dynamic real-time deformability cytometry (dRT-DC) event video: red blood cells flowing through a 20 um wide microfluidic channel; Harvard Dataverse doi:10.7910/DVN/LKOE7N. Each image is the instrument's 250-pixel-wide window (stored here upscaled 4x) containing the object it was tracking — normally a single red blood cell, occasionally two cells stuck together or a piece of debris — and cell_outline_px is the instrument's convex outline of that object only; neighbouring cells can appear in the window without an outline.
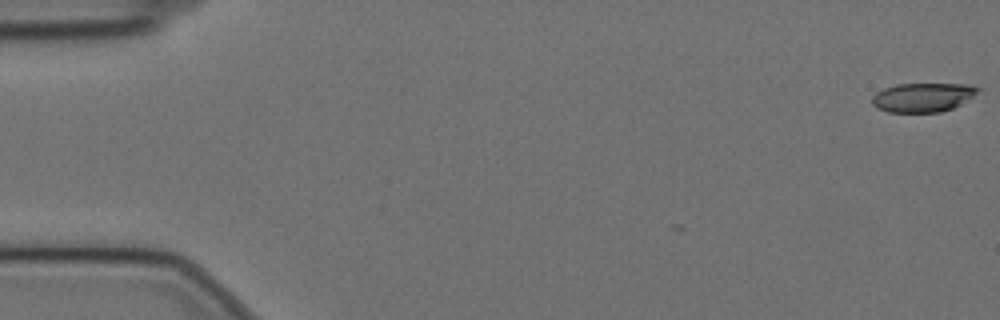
{"species": "Egyptian fruit bat (a non-hibernating species)", "species_latin": "Rousettus aegyptiacus", "temperature_condition": "cold", "stored_images_in_passage": 5, "camera_frame_rate_fps": 3000, "um_per_image_px": 0.085, "animal": {"sex": "female"}, "frame": {"image": 1, "passage_image": 1, "time_ms": 0.0, "image_size_px": [1000, 320], "cell_outline_px": [[980, 88], [972, 96], [960, 104], [952, 108], [940, 112], [888, 112], [876, 108], [872, 104], [872, 96], [876, 92], [884, 88], [896, 84], [972, 84]], "centroid_in_image_um": [78.4, 8.27], "position_along_channel_um": 6.6, "area_um2": 17.86}}